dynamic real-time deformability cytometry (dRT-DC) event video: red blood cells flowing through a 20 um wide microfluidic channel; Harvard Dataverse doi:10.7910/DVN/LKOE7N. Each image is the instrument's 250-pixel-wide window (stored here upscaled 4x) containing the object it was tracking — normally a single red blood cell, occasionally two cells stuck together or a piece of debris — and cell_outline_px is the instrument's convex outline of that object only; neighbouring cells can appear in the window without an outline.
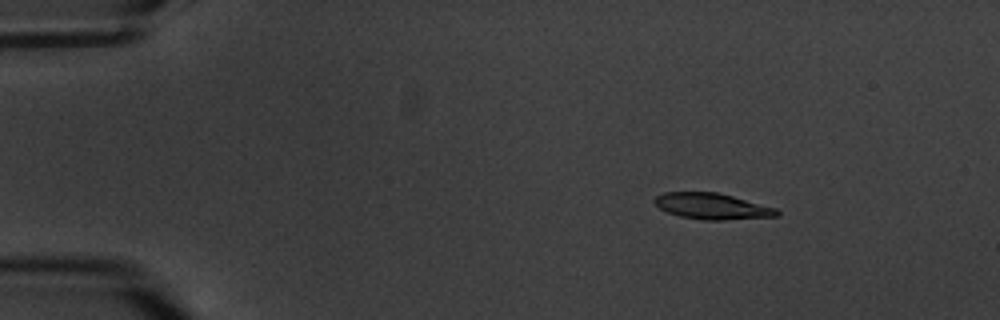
{"species": "common noctule bat (a hibernating species)", "species_latin": "Nyctalus noctula", "temperature_condition": "warm", "stored_images_in_passage": 5, "camera_frame_rate_fps": 3000, "um_per_image_px": 0.085, "animal": {"sex": "male", "body_mass_g": 20.1, "forearm_length_mm": 53.5}, "frame": {"image": 1, "passage_image": 2, "time_ms": 1.0, "image_size_px": [1000, 320], "cell_outline_px": [[780, 216], [724, 220], [704, 220], [680, 216], [668, 212], [660, 208], [652, 200], [656, 196], [664, 192], [716, 192], [732, 196], [776, 208], [780, 212]], "centroid_in_image_um": [60.53, 17.53], "position_along_channel_um": 24.5, "area_um2": 18.5}}
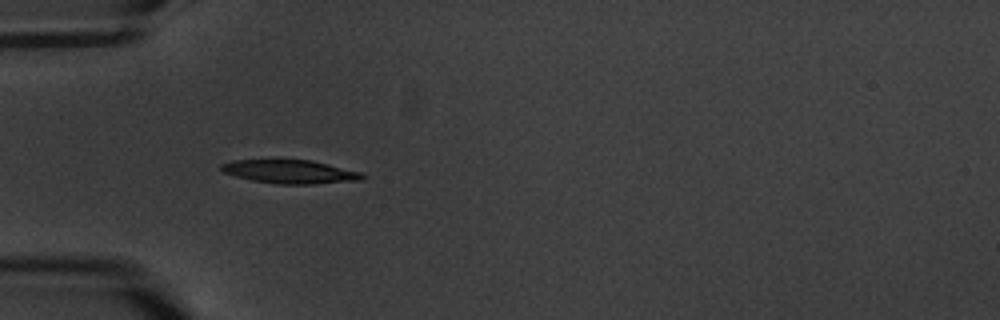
{"frame": {"image": 2, "passage_image": 4, "time_ms": 4.333, "image_size_px": [1000, 320], "cell_outline_px": [[368, 176], [364, 180], [312, 184], [276, 184], [252, 180], [236, 176], [224, 172], [220, 168], [220, 164], [232, 160], [312, 160], [360, 172]], "centroid_in_image_um": [24.69, 14.6], "position_along_channel_um": 60.3, "area_um2": 19.36}}